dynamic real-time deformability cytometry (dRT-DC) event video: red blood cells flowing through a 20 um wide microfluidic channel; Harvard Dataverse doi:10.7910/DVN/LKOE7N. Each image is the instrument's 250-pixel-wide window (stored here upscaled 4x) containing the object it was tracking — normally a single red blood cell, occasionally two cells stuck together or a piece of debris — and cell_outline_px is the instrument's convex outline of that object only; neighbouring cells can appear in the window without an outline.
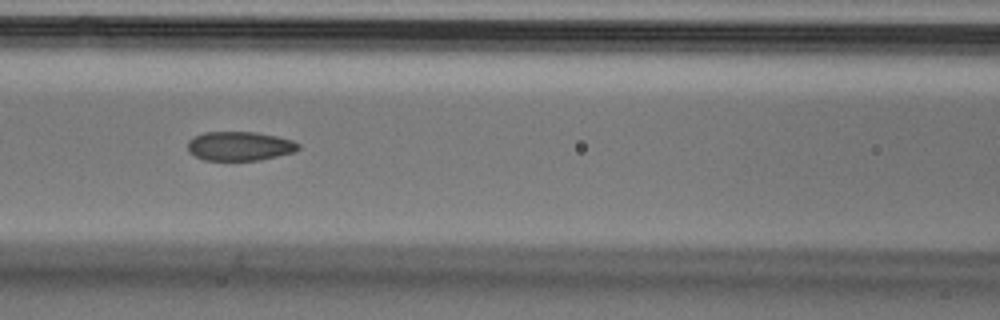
{"species": "Egyptian fruit bat (a non-hibernating species)", "species_latin": "Rousettus aegyptiacus", "temperature_condition": "cold", "stored_images_in_passage": 8, "camera_frame_rate_fps": 3000, "um_per_image_px": 0.085, "animal": {"sex": "male"}, "frame": {"image": 1, "passage_image": 8, "time_ms": 2.333, "image_size_px": [1000, 320], "cell_outline_px": [[300, 148], [292, 152], [260, 160], [204, 160], [188, 152], [188, 140], [204, 132], [252, 132], [276, 136], [292, 140], [300, 144]], "centroid_in_image_um": [20.35, 12.42], "position_along_channel_um": 146.2, "area_um2": 18.61}}